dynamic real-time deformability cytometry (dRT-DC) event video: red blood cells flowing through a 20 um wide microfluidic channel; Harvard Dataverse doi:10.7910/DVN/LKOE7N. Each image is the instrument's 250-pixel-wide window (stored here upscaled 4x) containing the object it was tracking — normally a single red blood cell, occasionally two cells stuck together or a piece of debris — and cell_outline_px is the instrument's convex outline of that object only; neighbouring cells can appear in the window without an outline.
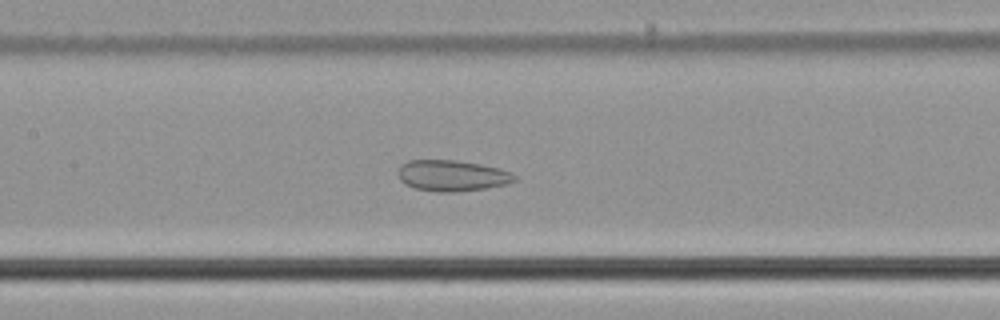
{"species": "common noctule bat (a hibernating species)", "species_latin": "Nyctalus noctula", "temperature_condition": "cold", "stored_images_in_passage": 55, "camera_frame_rate_fps": 3000, "um_per_image_px": 0.085, "animal": {"sex": "male", "body_mass_g": 21.5, "forearm_length_mm": 52.0}, "frame": {"image": 1, "passage_image": 26, "time_ms": 8.333, "image_size_px": [1000, 320], "cell_outline_px": [[516, 180], [508, 184], [484, 188], [456, 192], [436, 192], [416, 188], [404, 184], [400, 180], [396, 172], [400, 164], [408, 160], [456, 160], [480, 164], [512, 172], [516, 176]], "centroid_in_image_um": [38.38, 14.93], "position_along_channel_um": 169.0, "area_um2": 21.21}}
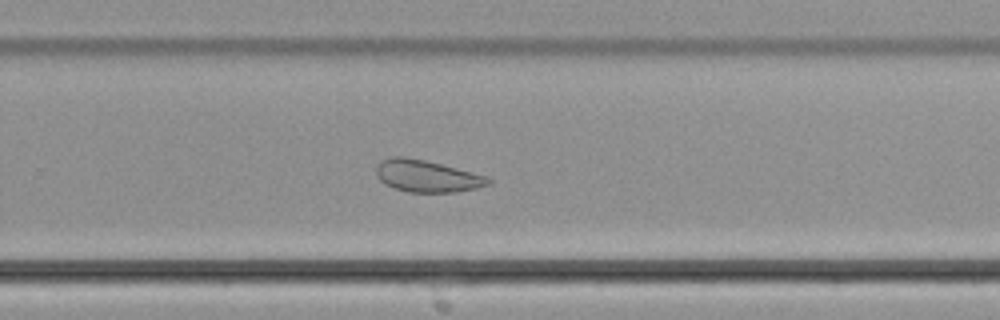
{"frame": {"image": 2, "passage_image": 36, "time_ms": 11.667, "image_size_px": [1000, 320], "cell_outline_px": [[492, 184], [476, 188], [456, 192], [408, 192], [392, 188], [384, 184], [380, 180], [376, 172], [376, 168], [384, 160], [396, 156], [400, 156], [424, 160], [472, 172], [484, 176], [492, 180]], "centroid_in_image_um": [36.3, 14.99], "position_along_channel_um": 293.5, "area_um2": 20.58}}
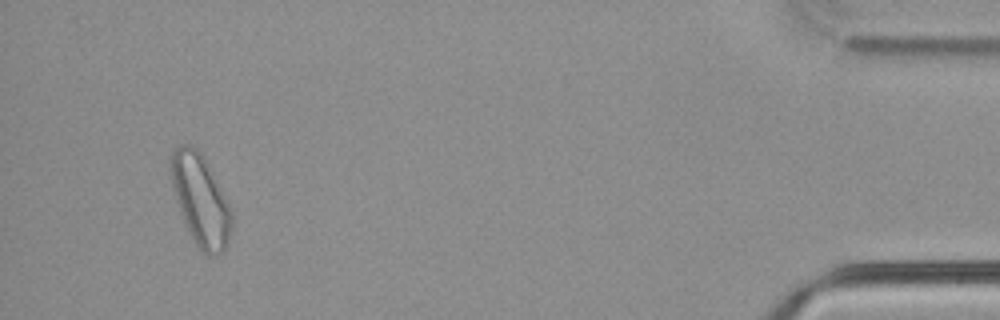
{"frame": {"image": 3, "passage_image": 52, "time_ms": 17.0, "image_size_px": [1000, 320], "cell_outline_px": [[232, 228], [228, 240], [224, 248], [216, 256], [208, 256], [196, 244], [188, 232], [184, 224], [172, 188], [168, 168], [168, 156], [180, 144], [188, 144], [196, 148], [204, 156], [232, 212]], "centroid_in_image_um": [16.99, 16.97], "position_along_channel_um": 418.2, "area_um2": 32.43}, "authors_computed_cell_mechanics": {"area_um2": 27.5706, "velocity_mm_per_s": 3.7438, "shape_relaxation_time_tau1_ms": null, "shape_relaxation_time_tau2_ms": 3.1563, "deformation_change_tau1": null, "deformation_change_tau2": 0.0813}}